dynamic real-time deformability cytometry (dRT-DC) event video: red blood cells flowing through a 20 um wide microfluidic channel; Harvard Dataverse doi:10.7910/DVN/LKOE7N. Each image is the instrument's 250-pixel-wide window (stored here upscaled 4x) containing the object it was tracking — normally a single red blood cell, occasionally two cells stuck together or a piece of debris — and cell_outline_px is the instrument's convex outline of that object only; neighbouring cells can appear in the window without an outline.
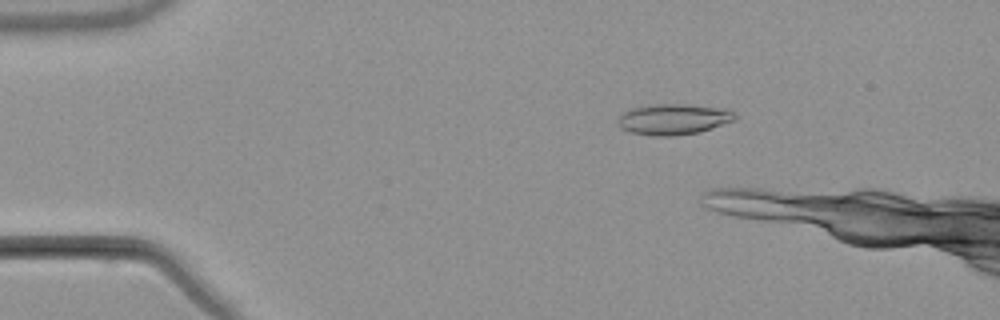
{"species": "common noctule bat (a hibernating species)", "species_latin": "Nyctalus noctula", "temperature_condition": "warm", "stored_images_in_passage": 7, "camera_frame_rate_fps": 3000, "um_per_image_px": 0.085, "animal": {"sex": "male", "body_mass_g": 21.5, "forearm_length_mm": 52.0}, "frame": {"image": 1, "passage_image": 3, "time_ms": 2.333, "image_size_px": [1000, 320], "cell_outline_px": [[736, 120], [700, 132], [672, 136], [652, 136], [628, 132], [620, 128], [616, 124], [616, 120], [624, 112], [632, 108], [652, 104], [684, 104], [728, 108], [736, 112]], "centroid_in_image_um": [57.25, 10.13], "position_along_channel_um": 27.7, "area_um2": 21.44}}